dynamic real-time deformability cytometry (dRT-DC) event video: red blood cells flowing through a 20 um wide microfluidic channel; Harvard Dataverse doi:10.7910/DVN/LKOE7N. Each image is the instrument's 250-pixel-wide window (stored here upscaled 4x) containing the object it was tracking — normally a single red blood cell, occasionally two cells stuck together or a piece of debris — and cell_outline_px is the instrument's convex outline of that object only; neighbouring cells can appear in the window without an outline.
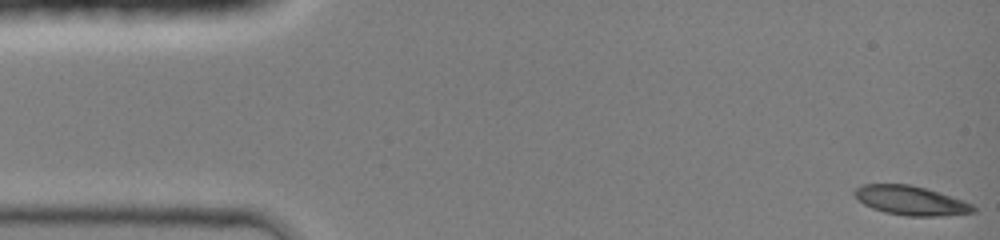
{"species": "common noctule bat (a hibernating species)", "species_latin": "Nyctalus noctula", "temperature_condition": "room temperature", "stored_images_in_passage": 9, "camera_frame_rate_fps": 3000, "um_per_image_px": 0.085, "animal": {"sex": "female", "body_mass_g": 19.0, "forearm_length_mm": 51.5}, "frame": {"image": 1, "passage_image": 1, "time_ms": 0.0, "image_size_px": [1000, 240], "cell_outline_px": [[976, 212], [944, 216], [904, 216], [884, 212], [872, 208], [864, 204], [852, 192], [856, 188], [864, 184], [908, 184], [924, 188], [964, 200], [972, 204], [976, 208]], "centroid_in_image_um": [77.44, 17.06], "position_along_channel_um": 7.6, "area_um2": 20.17}}